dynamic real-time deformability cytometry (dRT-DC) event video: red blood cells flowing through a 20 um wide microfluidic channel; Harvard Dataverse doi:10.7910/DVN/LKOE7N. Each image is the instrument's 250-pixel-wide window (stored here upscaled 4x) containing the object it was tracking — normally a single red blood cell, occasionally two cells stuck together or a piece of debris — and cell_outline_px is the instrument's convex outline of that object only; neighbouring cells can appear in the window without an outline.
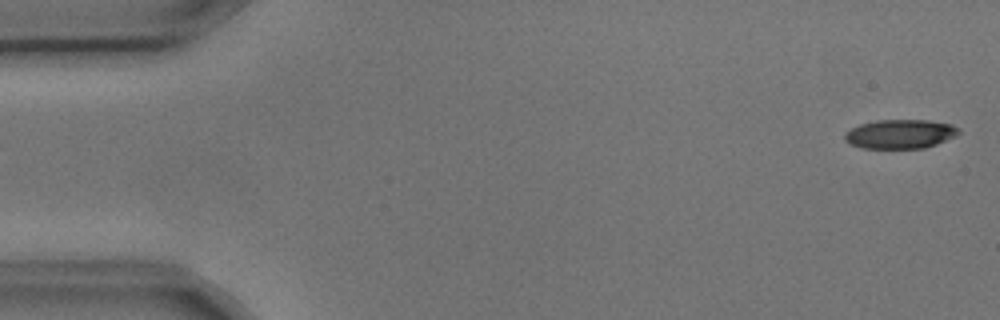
{"species": "common noctule bat (a hibernating species)", "species_latin": "Nyctalus noctula", "temperature_condition": "cold", "stored_images_in_passage": 5, "camera_frame_rate_fps": 3000, "um_per_image_px": 0.085, "animal": {"sex": "male", "body_mass_g": 17.9, "forearm_length_mm": 54.2}, "frame": {"image": 1, "passage_image": 1, "time_ms": 0.0, "image_size_px": [1000, 320], "cell_outline_px": [[960, 132], [956, 136], [936, 144], [924, 148], [864, 148], [852, 144], [844, 140], [844, 136], [852, 128], [860, 124], [876, 120], [928, 120], [952, 124], [960, 128]], "centroid_in_image_um": [76.56, 11.38], "position_along_channel_um": 8.4, "area_um2": 19.25}}
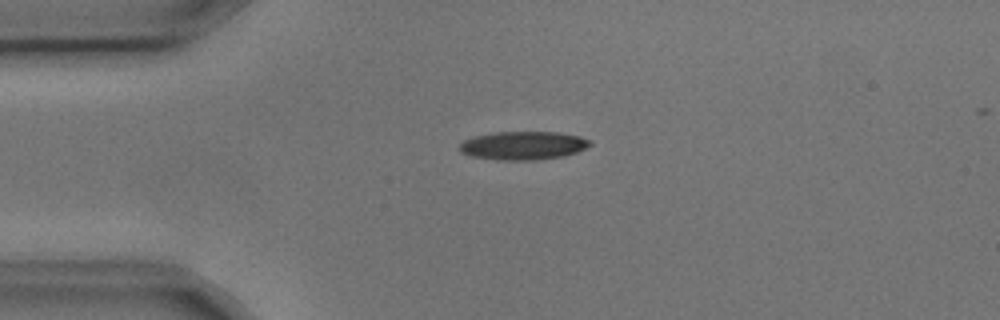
{"frame": {"image": 2, "passage_image": 4, "time_ms": 1.0, "image_size_px": [1000, 320], "cell_outline_px": [[592, 144], [576, 152], [564, 156], [536, 160], [500, 160], [472, 156], [460, 152], [460, 144], [464, 140], [476, 136], [496, 132], [560, 132], [580, 136], [592, 140]], "centroid_in_image_um": [44.51, 12.37], "position_along_channel_um": 40.5, "area_um2": 21.56}}